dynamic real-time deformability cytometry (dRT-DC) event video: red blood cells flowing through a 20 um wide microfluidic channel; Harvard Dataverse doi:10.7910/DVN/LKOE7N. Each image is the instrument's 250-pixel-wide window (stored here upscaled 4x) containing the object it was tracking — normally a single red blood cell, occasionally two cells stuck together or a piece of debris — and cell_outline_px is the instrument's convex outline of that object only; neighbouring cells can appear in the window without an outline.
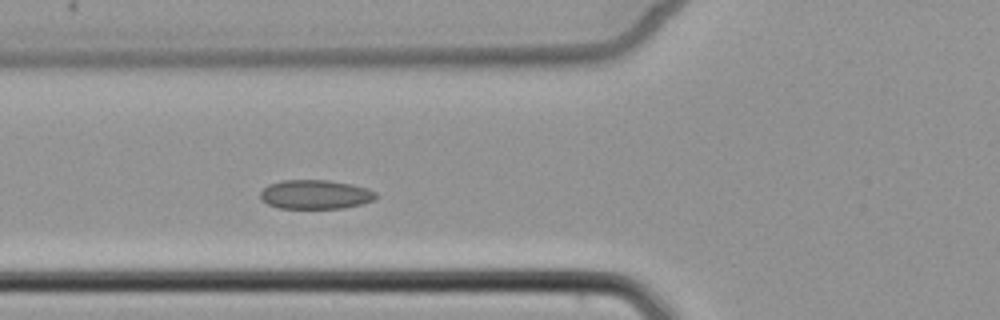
{"species": "common noctule bat (a hibernating species)", "species_latin": "Nyctalus noctula", "temperature_condition": "cold", "stored_images_in_passage": 5, "camera_frame_rate_fps": 3000, "um_per_image_px": 0.085, "animal": {"sex": "female", "body_mass_g": 22.7, "forearm_length_mm": 54.2}, "frame": {"image": 1, "passage_image": 5, "time_ms": 6.333, "image_size_px": [1000, 320], "cell_outline_px": [[376, 196], [372, 200], [360, 204], [344, 208], [280, 208], [268, 204], [260, 200], [260, 192], [268, 184], [280, 180], [328, 180], [352, 184], [368, 188], [376, 192]], "centroid_in_image_um": [26.77, 16.52], "position_along_channel_um": 99.0, "area_um2": 19.65}}